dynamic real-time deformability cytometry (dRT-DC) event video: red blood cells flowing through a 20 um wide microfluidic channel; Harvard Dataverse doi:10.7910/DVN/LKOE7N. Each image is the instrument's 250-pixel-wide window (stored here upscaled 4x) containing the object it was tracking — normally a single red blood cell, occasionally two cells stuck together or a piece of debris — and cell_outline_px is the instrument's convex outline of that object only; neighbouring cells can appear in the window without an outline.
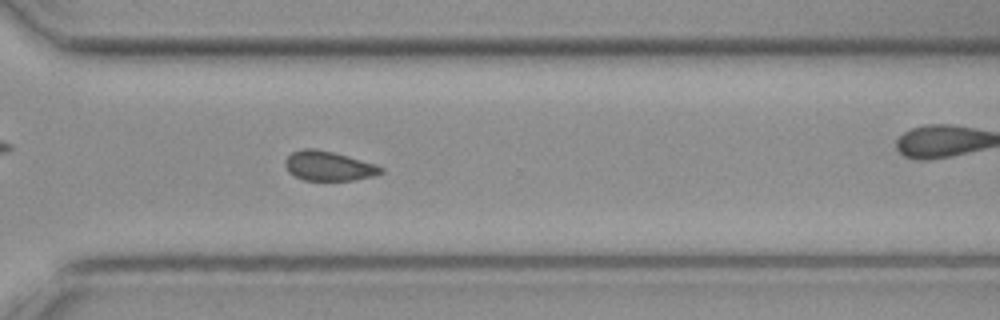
{"species": "common noctule bat (a hibernating species)", "species_latin": "Nyctalus noctula", "temperature_condition": "cold", "stored_images_in_passage": 49, "camera_frame_rate_fps": 3000, "um_per_image_px": 0.085, "animal": {"sex": "female", "body_mass_g": 19.3, "forearm_length_mm": 54.1}, "frame": {"image": 1, "passage_image": 35, "time_ms": 11.333, "image_size_px": [1000, 320], "cell_outline_px": [[384, 172], [376, 176], [352, 180], [304, 180], [288, 172], [284, 164], [284, 160], [292, 152], [304, 148], [316, 148], [348, 156], [376, 164], [384, 168]], "centroid_in_image_um": [27.94, 14.1], "position_along_channel_um": 342.7, "area_um2": 16.59}}